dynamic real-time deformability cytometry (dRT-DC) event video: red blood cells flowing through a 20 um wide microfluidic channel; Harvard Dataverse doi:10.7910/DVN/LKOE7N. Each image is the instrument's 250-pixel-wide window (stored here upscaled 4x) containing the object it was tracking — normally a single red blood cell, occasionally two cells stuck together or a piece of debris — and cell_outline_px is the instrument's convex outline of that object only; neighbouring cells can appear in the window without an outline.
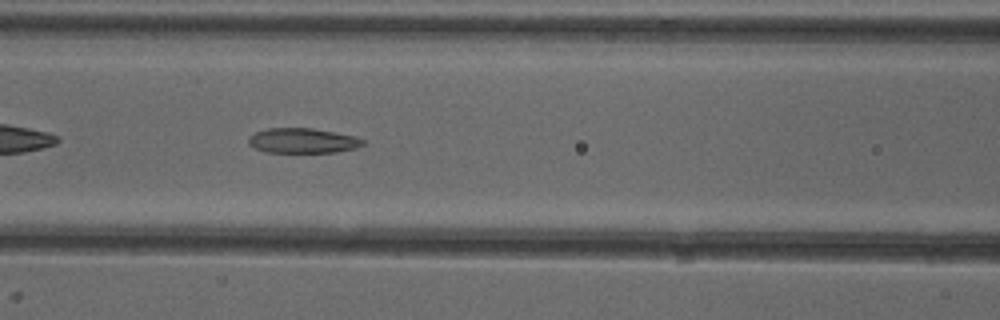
{"species": "common noctule bat (a hibernating species)", "species_latin": "Nyctalus noctula", "temperature_condition": "cold", "stored_images_in_passage": 37, "camera_frame_rate_fps": 3000, "um_per_image_px": 0.085, "animal": {"sex": "female"}, "frame": {"image": 1, "passage_image": 8, "time_ms": 2.333, "image_size_px": [1000, 320], "cell_outline_px": [[364, 144], [356, 148], [336, 152], [264, 152], [248, 144], [248, 136], [256, 132], [268, 128], [312, 128], [356, 136], [364, 140]], "centroid_in_image_um": [25.72, 11.95], "position_along_channel_um": 140.9, "area_um2": 16.65}}
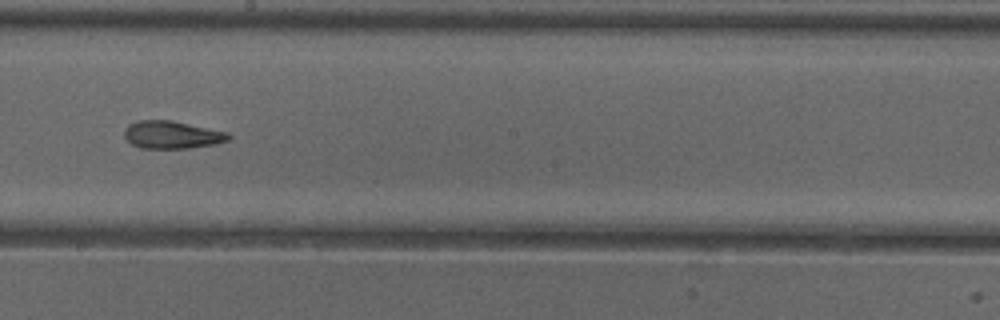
{"frame": {"image": 2, "passage_image": 15, "time_ms": 4.667, "image_size_px": [1000, 320], "cell_outline_px": [[232, 136], [228, 140], [212, 144], [188, 148], [140, 148], [132, 144], [124, 136], [124, 128], [128, 124], [140, 120], [172, 120], [228, 132]], "centroid_in_image_um": [14.59, 11.44], "position_along_channel_um": 233.6, "area_um2": 16.76}}
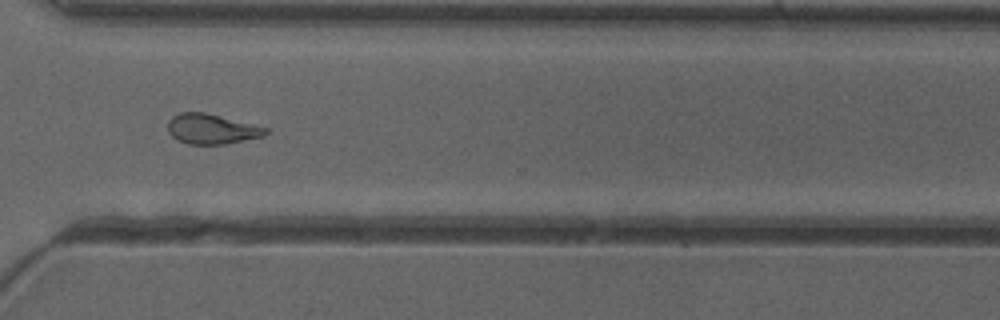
{"frame": {"image": 3, "passage_image": 24, "time_ms": 7.667, "image_size_px": [1000, 320], "cell_outline_px": [[268, 132], [264, 136], [224, 144], [188, 144], [172, 136], [168, 132], [168, 120], [172, 116], [180, 112], [204, 112], [268, 128]], "centroid_in_image_um": [17.97, 10.96], "position_along_channel_um": 352.6, "area_um2": 16.94}, "authors_computed_cell_mechanics": {"area_um2": 17.34, "velocity_mm_per_s": 3.9761, "shape_relaxation_time_tau1_ms": null, "shape_relaxation_time_tau2_ms": 2.9736, "deformation_change_tau1": null, "deformation_change_tau2": 0.1138}}